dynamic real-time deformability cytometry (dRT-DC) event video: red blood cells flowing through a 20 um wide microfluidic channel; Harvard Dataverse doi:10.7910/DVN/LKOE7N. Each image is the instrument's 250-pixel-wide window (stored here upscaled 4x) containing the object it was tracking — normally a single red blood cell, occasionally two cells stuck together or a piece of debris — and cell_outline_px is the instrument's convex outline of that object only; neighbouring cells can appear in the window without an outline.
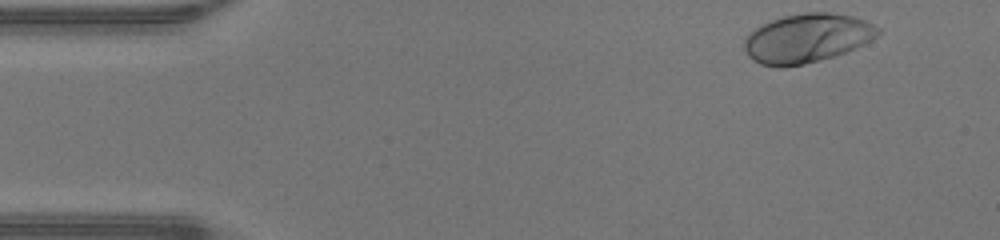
{"species": "human", "species_latin": "Homo sapiens", "temperature_condition": "warm", "stored_images_in_passage": 44, "camera_frame_rate_fps": 3000, "um_per_image_px": 0.085, "donor": {"sex": "male"}, "frame": {"image": 1, "passage_image": 1, "time_ms": 0.0, "image_size_px": [1000, 240], "cell_outline_px": [[880, 32], [872, 40], [844, 52], [820, 60], [804, 64], [780, 68], [760, 64], [748, 56], [744, 48], [744, 40], [756, 28], [772, 20], [784, 16], [804, 12], [828, 12], [852, 16], [864, 20], [880, 28]], "centroid_in_image_um": [68.59, 3.25], "position_along_channel_um": 16.4, "area_um2": 37.8}}
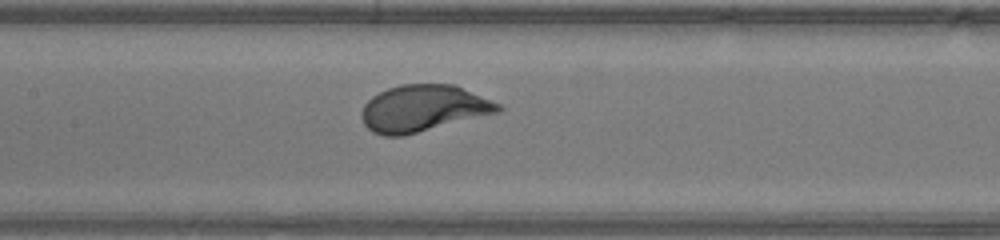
{"frame": {"image": 2, "passage_image": 19, "time_ms": 6.0, "image_size_px": [1000, 240], "cell_outline_px": [[504, 108], [500, 112], [404, 136], [384, 136], [372, 132], [364, 124], [360, 116], [360, 112], [364, 104], [372, 96], [388, 88], [400, 84], [452, 84], [500, 104]], "centroid_in_image_um": [35.94, 9.22], "position_along_channel_um": 171.5, "area_um2": 37.11}}
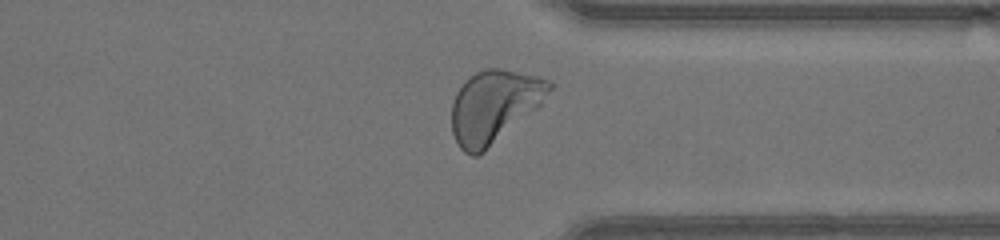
{"frame": {"image": 3, "passage_image": 33, "time_ms": 10.667, "image_size_px": [1000, 240], "cell_outline_px": [[552, 88], [540, 104], [536, 108], [484, 152], [476, 156], [472, 156], [464, 152], [460, 148], [452, 132], [452, 104], [456, 92], [476, 72], [484, 68], [500, 68], [536, 76], [552, 80]], "centroid_in_image_um": [41.99, 9.04], "position_along_channel_um": 369.4, "area_um2": 40.63}, "authors_computed_cell_mechanics": {"area_um2": 37.0787, "velocity_mm_per_s": 4.2988, "shape_relaxation_time_tau1_ms": 1.8743, "shape_relaxation_time_tau2_ms": null, "deformation_change_tau1": 0.1604, "deformation_change_tau2": null}}